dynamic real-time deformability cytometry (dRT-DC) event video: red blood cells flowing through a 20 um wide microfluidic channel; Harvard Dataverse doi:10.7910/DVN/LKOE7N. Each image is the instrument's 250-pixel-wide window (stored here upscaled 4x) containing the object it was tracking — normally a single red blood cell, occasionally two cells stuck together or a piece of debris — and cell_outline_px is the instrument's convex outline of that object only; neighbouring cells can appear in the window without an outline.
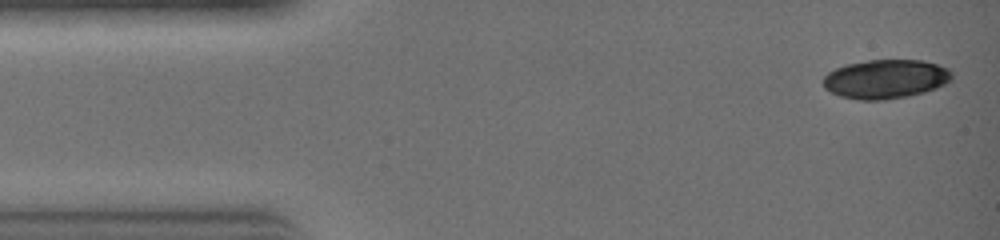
{"species": "common noctule bat (a hibernating species)", "species_latin": "Nyctalus noctula", "temperature_condition": "warm", "stored_images_in_passage": 29, "camera_frame_rate_fps": 3000, "um_per_image_px": 0.085, "animal": {"sex": "female", "body_mass_g": 19.0, "forearm_length_mm": 51.5}, "frame": {"image": 1, "passage_image": 1, "time_ms": 0.0, "image_size_px": [1000, 240], "cell_outline_px": [[952, 80], [936, 88], [924, 92], [908, 96], [884, 100], [860, 100], [840, 96], [824, 88], [824, 76], [828, 72], [836, 68], [848, 64], [868, 60], [920, 60], [936, 64], [948, 68], [952, 72]], "centroid_in_image_um": [75.29, 6.72], "position_along_channel_um": 9.7, "area_um2": 29.19}}
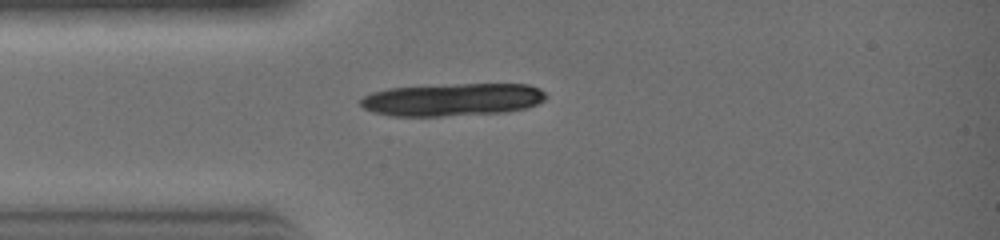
{"frame": {"image": 2, "passage_image": 7, "time_ms": 2.0, "image_size_px": [1000, 240], "cell_outline_px": [[548, 96], [544, 100], [536, 104], [524, 108], [504, 112], [440, 116], [392, 116], [372, 112], [364, 108], [360, 104], [360, 100], [364, 96], [372, 92], [388, 88], [456, 84], [528, 84], [540, 88]], "centroid_in_image_um": [38.45, 8.46], "position_along_channel_um": 46.6, "area_um2": 35.26}}